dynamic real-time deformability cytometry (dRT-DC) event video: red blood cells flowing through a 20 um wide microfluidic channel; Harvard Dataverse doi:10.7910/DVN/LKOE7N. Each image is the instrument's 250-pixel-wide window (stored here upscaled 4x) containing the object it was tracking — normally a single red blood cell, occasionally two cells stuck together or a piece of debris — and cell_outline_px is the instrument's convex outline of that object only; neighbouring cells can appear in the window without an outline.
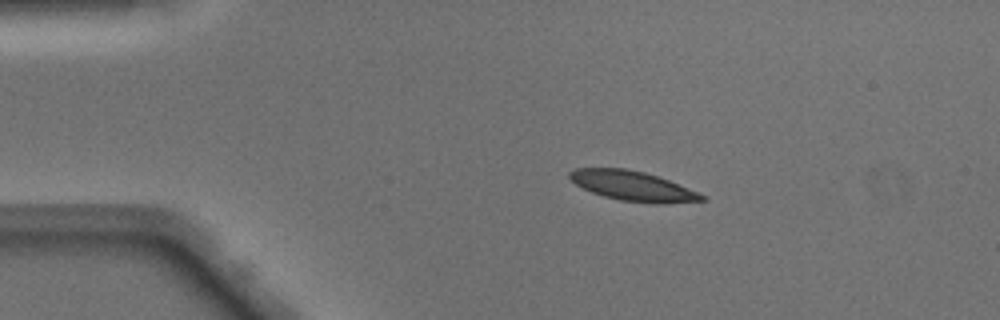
{"species": "Egyptian fruit bat (a non-hibernating species)", "species_latin": "Rousettus aegyptiacus", "temperature_condition": "warm", "stored_images_in_passage": 41, "camera_frame_rate_fps": 3000, "um_per_image_px": 0.085, "animal": {"sex": "male"}, "frame": {"image": 1, "passage_image": 1, "time_ms": 0.0, "image_size_px": [1000, 320], "cell_outline_px": [[708, 200], [664, 204], [656, 204], [620, 200], [604, 196], [592, 192], [576, 184], [568, 176], [568, 172], [576, 168], [624, 168], [644, 172], [668, 180], [696, 192], [704, 196]], "centroid_in_image_um": [53.77, 15.81], "position_along_channel_um": 31.2, "area_um2": 22.66}}
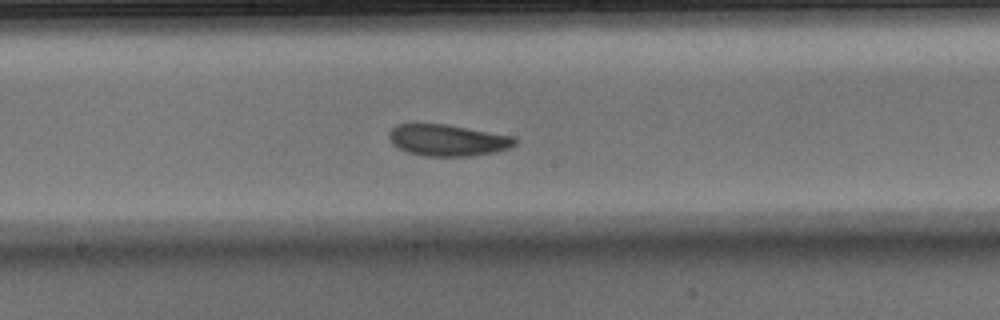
{"frame": {"image": 2, "passage_image": 18, "time_ms": 5.667, "image_size_px": [1000, 320], "cell_outline_px": [[516, 144], [508, 148], [496, 152], [472, 156], [424, 156], [408, 152], [392, 144], [388, 136], [392, 128], [396, 124], [448, 124], [512, 136], [516, 140]], "centroid_in_image_um": [38.05, 11.92], "position_along_channel_um": 210.2, "area_um2": 23.06}}
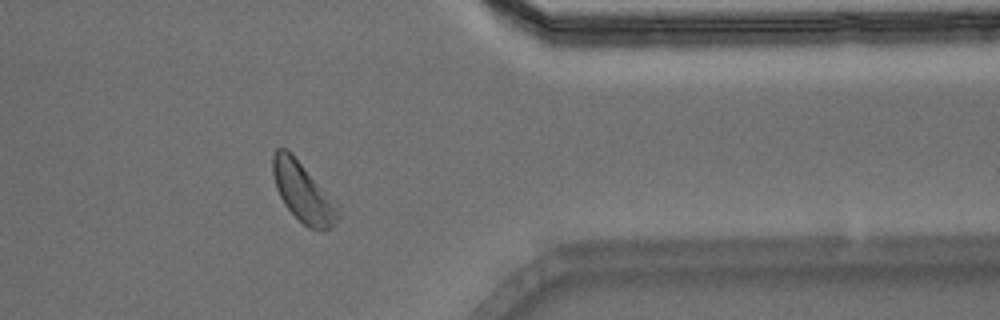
{"frame": {"image": 3, "passage_image": 32, "time_ms": 10.333, "image_size_px": [1000, 320], "cell_outline_px": [[340, 216], [324, 232], [308, 228], [284, 204], [276, 188], [272, 172], [272, 156], [276, 148], [288, 148], [292, 152], [340, 204]], "centroid_in_image_um": [25.79, 16.3], "position_along_channel_um": 385.6, "area_um2": 23.18}, "authors_computed_cell_mechanics": {"area_um2": 23.3512, "velocity_mm_per_s": 4.0513, "shape_relaxation_time_tau1_ms": 5.6652, "shape_relaxation_time_tau2_ms": 6.5418, "deformation_change_tau1": 0.1652, "deformation_change_tau2": 0.142}}